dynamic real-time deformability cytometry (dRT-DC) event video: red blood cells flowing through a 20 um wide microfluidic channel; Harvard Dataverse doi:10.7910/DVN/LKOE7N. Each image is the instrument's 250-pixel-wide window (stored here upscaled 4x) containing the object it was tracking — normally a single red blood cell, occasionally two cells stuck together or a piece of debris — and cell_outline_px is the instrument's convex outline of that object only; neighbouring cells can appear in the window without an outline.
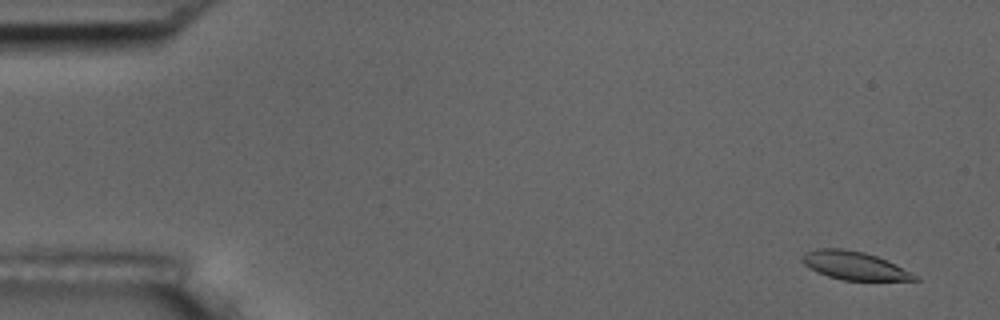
{"species": "common noctule bat (a hibernating species)", "species_latin": "Nyctalus noctula", "temperature_condition": "room temperature", "stored_images_in_passage": 34, "camera_frame_rate_fps": 3000, "um_per_image_px": 0.085, "animal": {"sex": "male", "body_mass_g": 17.5, "forearm_length_mm": 52.3}, "frame": {"image": 1, "passage_image": 3, "time_ms": 0.667, "image_size_px": [1000, 320], "cell_outline_px": [[920, 280], [840, 280], [816, 272], [804, 264], [800, 260], [800, 256], [816, 248], [840, 248], [864, 252], [876, 256], [896, 264], [920, 276]], "centroid_in_image_um": [72.62, 22.58], "position_along_channel_um": 12.4, "area_um2": 18.61}}
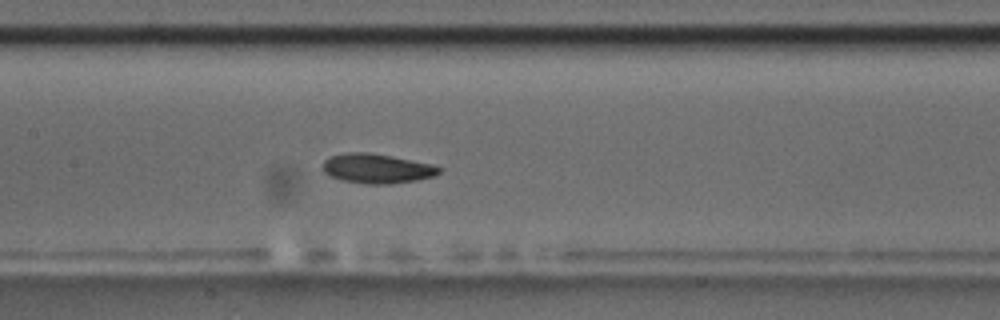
{"frame": {"image": 2, "passage_image": 27, "time_ms": 8.667, "image_size_px": [1000, 320], "cell_outline_px": [[444, 168], [436, 176], [416, 180], [392, 184], [364, 184], [344, 180], [332, 176], [324, 172], [324, 160], [332, 156], [348, 152], [368, 152], [392, 156], [432, 164]], "centroid_in_image_um": [32.1, 14.32], "position_along_channel_um": 175.3, "area_um2": 20.0}}
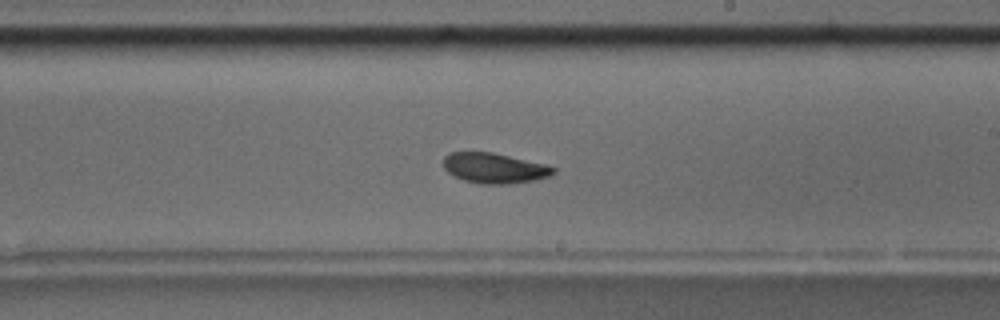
{"frame": {"image": 3, "passage_image": 33, "time_ms": 10.667, "image_size_px": [1000, 320], "cell_outline_px": [[556, 172], [548, 176], [536, 180], [508, 184], [480, 184], [464, 180], [448, 172], [444, 168], [444, 156], [448, 152], [492, 152], [544, 164], [556, 168]], "centroid_in_image_um": [42.01, 14.29], "position_along_channel_um": 247.0, "area_um2": 19.31}}